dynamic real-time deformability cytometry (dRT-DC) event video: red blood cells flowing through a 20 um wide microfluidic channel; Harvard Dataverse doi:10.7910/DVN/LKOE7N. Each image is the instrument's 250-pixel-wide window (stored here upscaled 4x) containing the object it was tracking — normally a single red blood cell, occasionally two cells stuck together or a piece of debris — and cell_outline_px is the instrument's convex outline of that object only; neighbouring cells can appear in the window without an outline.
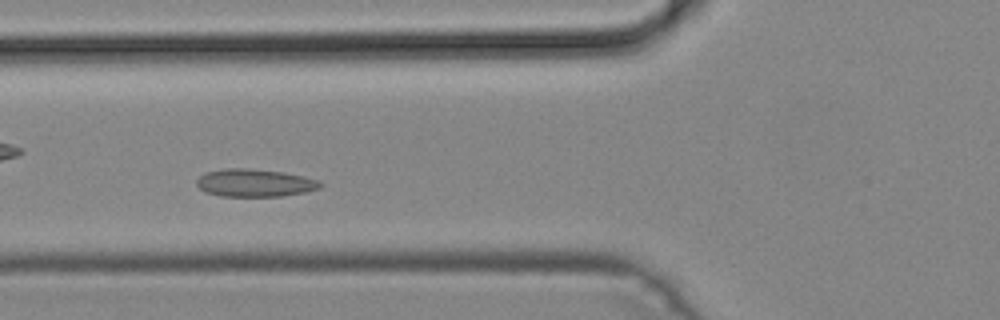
{"species": "common noctule bat (a hibernating species)", "species_latin": "Nyctalus noctula", "temperature_condition": "cold", "stored_images_in_passage": 43, "camera_frame_rate_fps": 3000, "um_per_image_px": 0.085, "animal": {"sex": "male", "body_mass_g": 19.2, "forearm_length_mm": 51.8}, "frame": {"image": 1, "passage_image": 11, "time_ms": 3.333, "image_size_px": [1000, 320], "cell_outline_px": [[324, 184], [320, 188], [308, 192], [280, 196], [220, 196], [204, 192], [196, 184], [196, 180], [204, 172], [224, 168], [248, 168], [284, 172], [304, 176], [320, 180]], "centroid_in_image_um": [21.67, 15.54], "position_along_channel_um": 104.1, "area_um2": 20.29}}
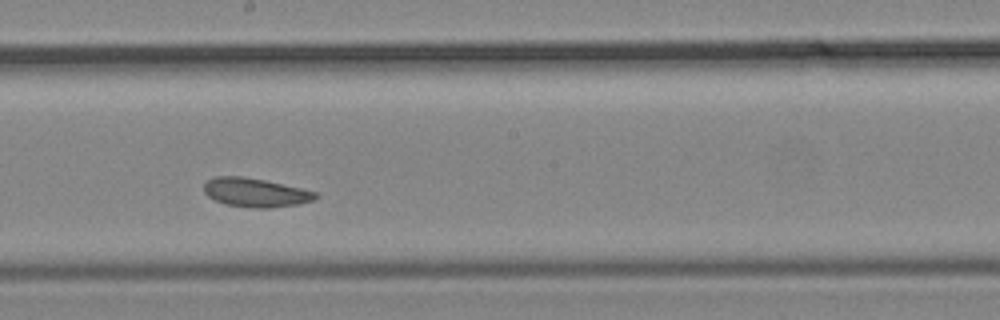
{"frame": {"image": 2, "passage_image": 20, "time_ms": 6.333, "image_size_px": [1000, 320], "cell_outline_px": [[320, 196], [312, 200], [296, 204], [268, 208], [252, 208], [224, 204], [208, 196], [204, 192], [204, 184], [208, 180], [216, 176], [244, 176], [264, 180], [300, 188], [316, 192]], "centroid_in_image_um": [21.69, 16.36], "position_along_channel_um": 226.5, "area_um2": 18.61}}
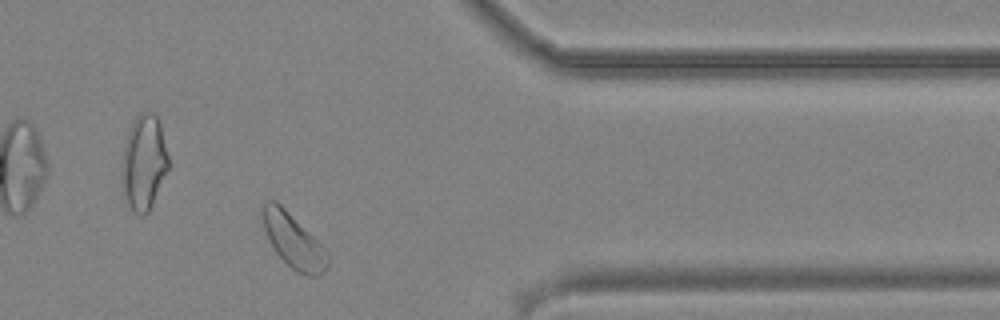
{"frame": {"image": 3, "passage_image": 33, "time_ms": 10.667, "image_size_px": [1000, 320], "cell_outline_px": [[328, 264], [324, 272], [316, 276], [304, 276], [296, 272], [276, 252], [264, 228], [260, 212], [264, 200], [276, 200], [328, 252]], "centroid_in_image_um": [24.91, 20.46], "position_along_channel_um": 386.5, "area_um2": 20.17}}